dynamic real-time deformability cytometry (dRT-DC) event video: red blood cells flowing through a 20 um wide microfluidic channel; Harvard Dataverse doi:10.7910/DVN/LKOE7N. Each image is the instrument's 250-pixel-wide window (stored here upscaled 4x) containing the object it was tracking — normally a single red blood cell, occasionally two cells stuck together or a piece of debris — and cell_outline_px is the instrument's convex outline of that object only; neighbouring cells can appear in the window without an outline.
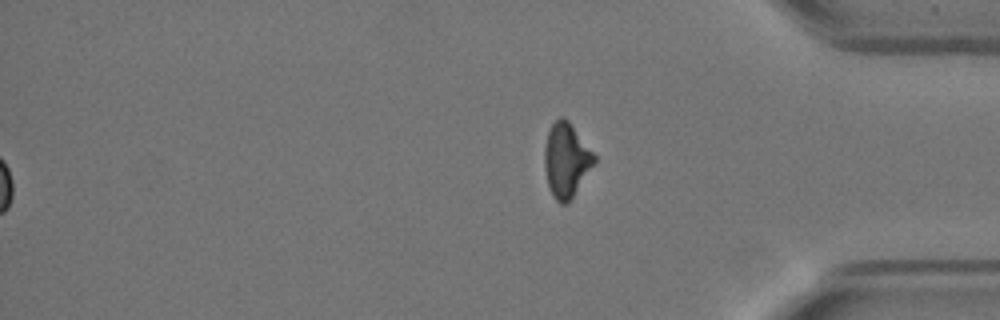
{"species": "Egyptian fruit bat (a non-hibernating species)", "species_latin": "Rousettus aegyptiacus", "temperature_condition": "warm", "stored_images_in_passage": 55, "segment_of_instrument_passage": [2, 2], "camera_frame_rate_fps": 3000, "um_per_image_px": 0.085, "animal": {"sex": "female"}, "frame": {"image": 1, "passage_image": 55, "time_ms": 18.0, "image_size_px": [1000, 320], "cell_outline_px": [[596, 160], [568, 204], [560, 204], [552, 196], [548, 184], [544, 164], [544, 148], [548, 132], [552, 124], [560, 116], [568, 120], [596, 156]], "centroid_in_image_um": [48.11, 13.62], "position_along_channel_um": 387.1, "area_um2": 21.27}}